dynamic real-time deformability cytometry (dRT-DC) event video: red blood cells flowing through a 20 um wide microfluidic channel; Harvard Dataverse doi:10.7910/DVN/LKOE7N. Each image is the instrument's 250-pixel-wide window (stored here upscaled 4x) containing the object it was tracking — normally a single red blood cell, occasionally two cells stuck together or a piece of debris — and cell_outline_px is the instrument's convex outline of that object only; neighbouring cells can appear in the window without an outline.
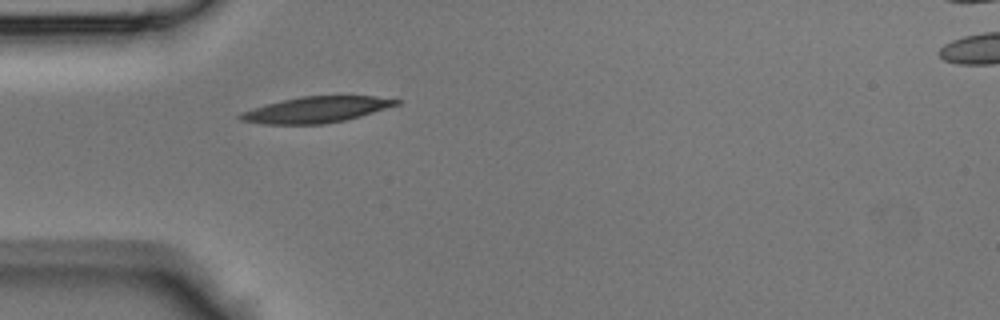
{"species": "Egyptian fruit bat (a non-hibernating species)", "species_latin": "Rousettus aegyptiacus", "temperature_condition": "room temperature", "stored_images_in_passage": 26, "camera_frame_rate_fps": 3000, "um_per_image_px": 0.085, "animal": {"sex": "male"}, "frame": {"image": 1, "passage_image": 1, "time_ms": 0.0, "image_size_px": [1000, 320], "cell_outline_px": [[400, 104], [360, 116], [344, 120], [324, 124], [264, 124], [240, 120], [236, 116], [240, 112], [268, 104], [300, 96], [376, 96], [400, 100]], "centroid_in_image_um": [26.88, 9.32], "position_along_channel_um": 58.1, "area_um2": 23.41}}
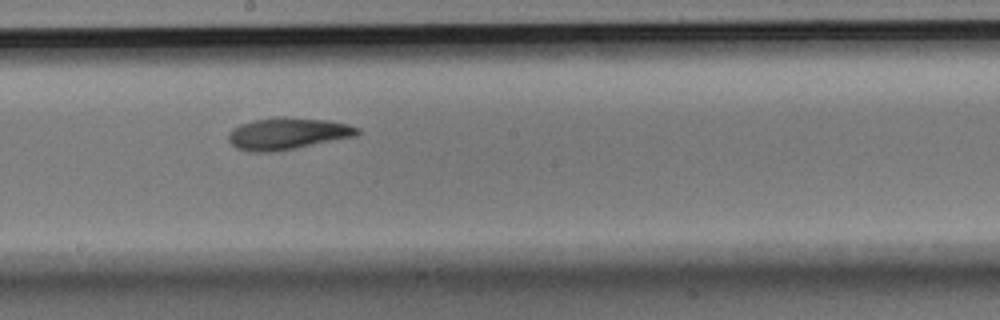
{"frame": {"image": 2, "passage_image": 12, "time_ms": 3.667, "image_size_px": [1000, 320], "cell_outline_px": [[360, 132], [356, 136], [272, 152], [248, 152], [236, 148], [228, 140], [228, 132], [232, 128], [240, 124], [252, 120], [280, 116], [288, 116], [328, 120], [348, 124], [360, 128]], "centroid_in_image_um": [24.41, 11.34], "position_along_channel_um": 223.8, "area_um2": 24.1}}
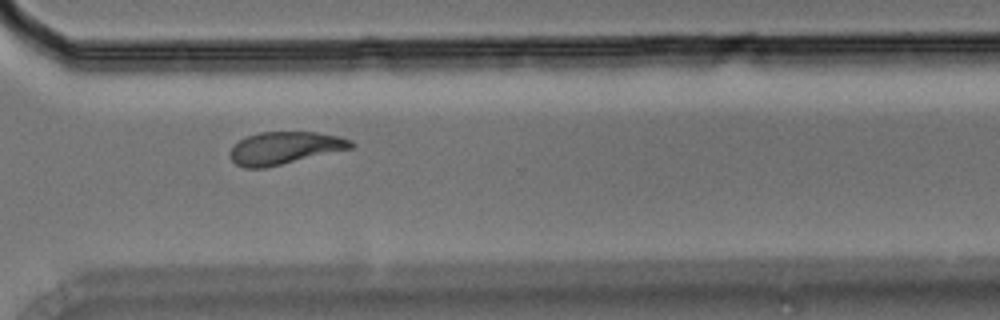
{"frame": {"image": 3, "passage_image": 20, "time_ms": 6.333, "image_size_px": [1000, 320], "cell_outline_px": [[356, 144], [352, 148], [264, 168], [244, 168], [236, 164], [228, 156], [232, 148], [240, 140], [248, 136], [260, 132], [316, 132], [340, 136], [352, 140]], "centroid_in_image_um": [24.22, 12.58], "position_along_channel_um": 346.4, "area_um2": 22.77}}